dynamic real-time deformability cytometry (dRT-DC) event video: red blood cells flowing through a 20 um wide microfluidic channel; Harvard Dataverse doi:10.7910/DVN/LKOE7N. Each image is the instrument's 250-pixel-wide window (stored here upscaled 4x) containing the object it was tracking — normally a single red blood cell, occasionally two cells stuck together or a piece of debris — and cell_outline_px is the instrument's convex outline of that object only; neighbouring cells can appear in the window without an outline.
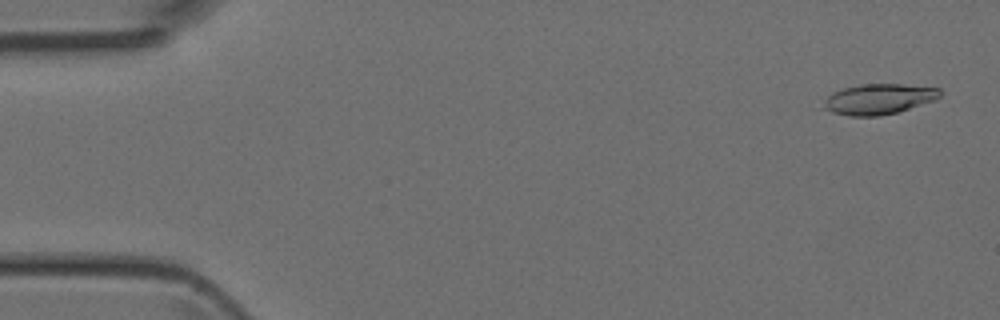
{"species": "Egyptian fruit bat (a non-hibernating species)", "species_latin": "Rousettus aegyptiacus", "temperature_condition": "room temperature", "stored_images_in_passage": 6, "camera_frame_rate_fps": 3000, "um_per_image_px": 0.085, "animal": {"sex": "female"}, "frame": {"image": 1, "passage_image": 2, "time_ms": 0.333, "image_size_px": [1000, 320], "cell_outline_px": [[944, 92], [936, 100], [896, 112], [880, 116], [848, 116], [832, 112], [824, 108], [824, 100], [832, 92], [840, 88], [860, 84], [904, 84], [940, 88]], "centroid_in_image_um": [74.71, 8.41], "position_along_channel_um": 10.3, "area_um2": 20.87}}